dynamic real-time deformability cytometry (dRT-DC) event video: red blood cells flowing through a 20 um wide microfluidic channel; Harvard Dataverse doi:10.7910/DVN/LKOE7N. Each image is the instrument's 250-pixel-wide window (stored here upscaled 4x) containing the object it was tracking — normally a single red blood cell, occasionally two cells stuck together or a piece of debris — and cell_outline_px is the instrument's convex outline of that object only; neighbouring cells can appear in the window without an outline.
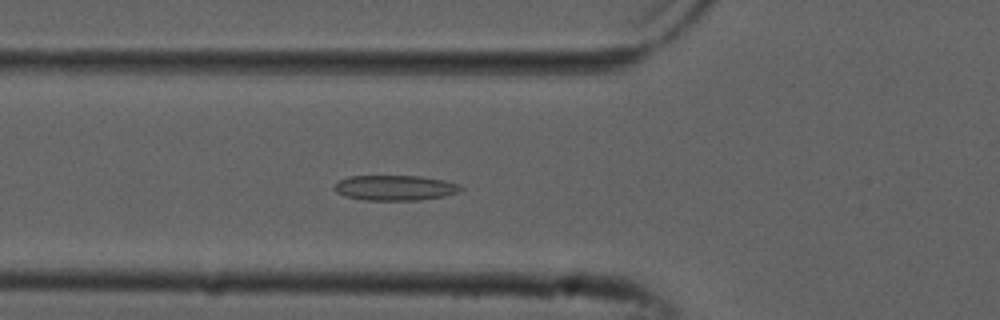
{"species": "common noctule bat (a hibernating species)", "species_latin": "Nyctalus noctula", "temperature_condition": "cold", "stored_images_in_passage": 43, "camera_frame_rate_fps": 3000, "um_per_image_px": 0.085, "animal": {"sex": "male", "forearm_length_mm": 52.5}, "frame": {"image": 1, "passage_image": 18, "time_ms": 5.667, "image_size_px": [1000, 320], "cell_outline_px": [[464, 188], [456, 192], [444, 196], [420, 200], [364, 200], [344, 196], [336, 192], [332, 188], [340, 180], [348, 176], [420, 176], [444, 180], [456, 184]], "centroid_in_image_um": [33.53, 15.96], "position_along_channel_um": 92.3, "area_um2": 18.5}}
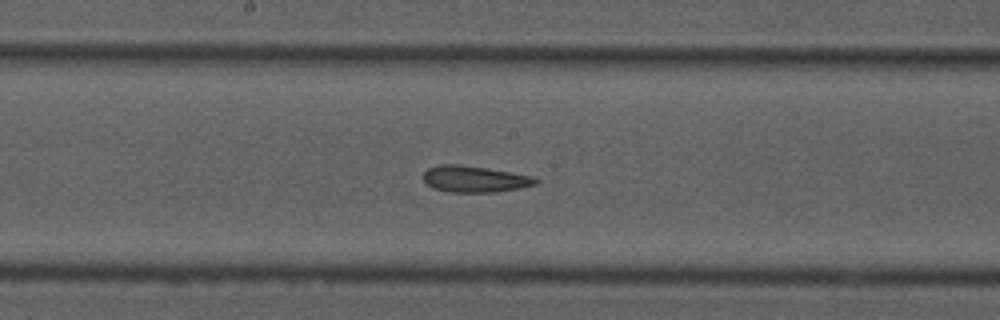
{"frame": {"image": 2, "passage_image": 27, "time_ms": 8.667, "image_size_px": [1000, 320], "cell_outline_px": [[540, 180], [536, 184], [520, 188], [496, 192], [448, 192], [432, 188], [424, 180], [424, 172], [428, 168], [440, 164], [456, 164], [488, 168], [532, 176]], "centroid_in_image_um": [40.34, 15.22], "position_along_channel_um": 207.9, "area_um2": 17.28}}
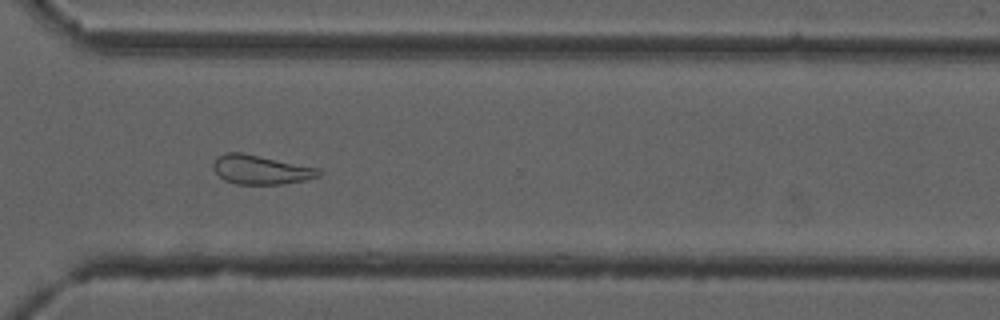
{"frame": {"image": 3, "passage_image": 38, "time_ms": 12.333, "image_size_px": [1000, 320], "cell_outline_px": [[320, 176], [304, 180], [284, 184], [236, 184], [224, 180], [212, 168], [212, 164], [220, 156], [228, 152], [240, 152], [320, 168]], "centroid_in_image_um": [22.18, 14.43], "position_along_channel_um": 348.4, "area_um2": 17.74}, "authors_computed_cell_mechanics": {"area_um2": 18.2648, "velocity_mm_per_s": 3.8315, "shape_relaxation_time_tau1_ms": null, "shape_relaxation_time_tau2_ms": 2.7921, "deformation_change_tau1": null, "deformation_change_tau2": 0.1059}}